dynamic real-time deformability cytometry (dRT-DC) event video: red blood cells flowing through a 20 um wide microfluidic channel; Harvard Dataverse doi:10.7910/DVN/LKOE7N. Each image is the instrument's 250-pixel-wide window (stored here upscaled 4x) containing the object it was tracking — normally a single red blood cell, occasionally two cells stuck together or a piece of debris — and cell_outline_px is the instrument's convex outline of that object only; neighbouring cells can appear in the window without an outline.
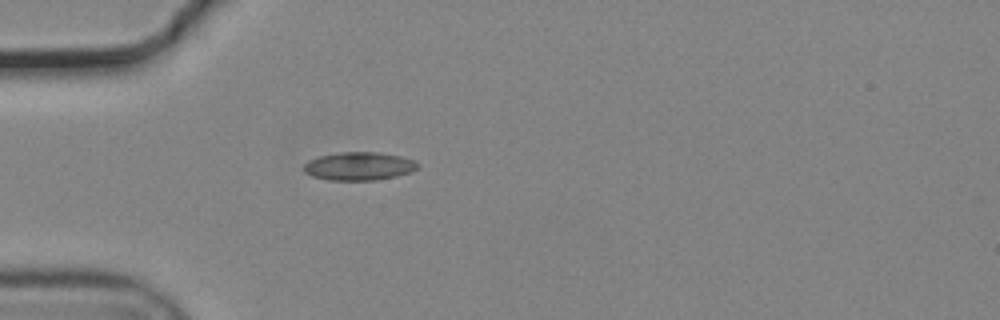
{"species": "common noctule bat (a hibernating species)", "species_latin": "Nyctalus noctula", "temperature_condition": "cold", "stored_images_in_passage": 40, "camera_frame_rate_fps": 3000, "um_per_image_px": 0.085, "animal": {"sex": "male", "body_mass_g": 19.2, "forearm_length_mm": 51.8}, "frame": {"image": 1, "passage_image": 1, "time_ms": 0.0, "image_size_px": [1000, 320], "cell_outline_px": [[420, 164], [412, 172], [396, 176], [372, 180], [328, 180], [312, 176], [304, 172], [304, 164], [308, 160], [320, 156], [340, 152], [380, 152], [400, 156], [412, 160]], "centroid_in_image_um": [30.5, 14.12], "position_along_channel_um": 54.5, "area_um2": 18.67}}
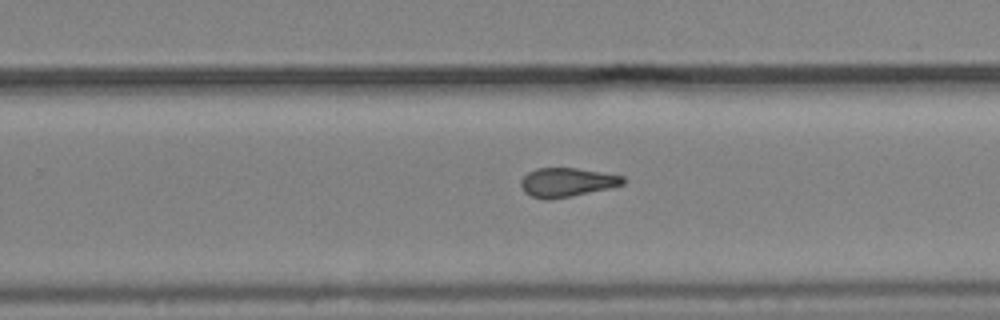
{"frame": {"image": 2, "passage_image": 20, "time_ms": 6.333, "image_size_px": [1000, 320], "cell_outline_px": [[624, 184], [612, 188], [572, 196], [548, 200], [544, 200], [532, 196], [524, 192], [520, 184], [520, 180], [528, 172], [536, 168], [576, 168], [624, 176]], "centroid_in_image_um": [48.17, 15.5], "position_along_channel_um": 281.6, "area_um2": 17.34}}
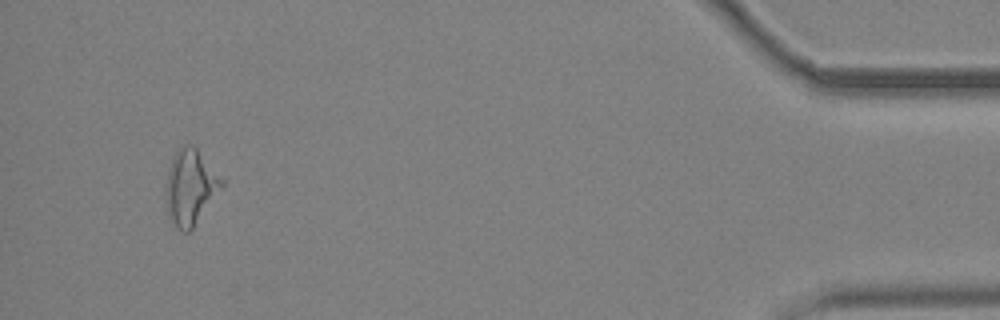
{"frame": {"image": 3, "passage_image": 37, "time_ms": 12.0, "image_size_px": [1000, 320], "cell_outline_px": [[224, 184], [192, 228], [188, 232], [180, 232], [168, 216], [164, 192], [164, 188], [172, 156], [184, 144], [192, 144], [224, 176]], "centroid_in_image_um": [16.17, 15.88], "position_along_channel_um": 419.0, "area_um2": 24.74}, "authors_computed_cell_mechanics": {"area_um2": 18.2937, "velocity_mm_per_s": 3.7174, "shape_relaxation_time_tau1_ms": 11.3941, "shape_relaxation_time_tau2_ms": null, "deformation_change_tau1": 0.1307, "deformation_change_tau2": null}}